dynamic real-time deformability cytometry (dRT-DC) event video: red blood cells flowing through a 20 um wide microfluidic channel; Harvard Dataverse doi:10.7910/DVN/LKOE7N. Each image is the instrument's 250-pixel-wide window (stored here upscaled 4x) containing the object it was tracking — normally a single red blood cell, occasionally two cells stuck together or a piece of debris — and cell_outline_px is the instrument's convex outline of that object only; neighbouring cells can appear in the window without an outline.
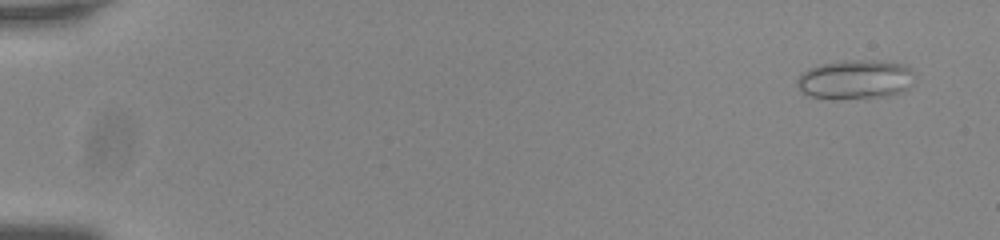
{"species": "common noctule bat (a hibernating species)", "species_latin": "Nyctalus noctula", "temperature_condition": "room temperature", "stored_images_in_passage": 56, "camera_frame_rate_fps": 3000, "um_per_image_px": 0.085, "animal": {"sex": "male", "body_mass_g": 20.0, "forearm_length_mm": 53.3}, "frame": {"image": 1, "passage_image": 4, "time_ms": 1.0, "image_size_px": [1000, 240], "cell_outline_px": [[912, 84], [904, 92], [888, 96], [836, 100], [808, 96], [796, 84], [796, 80], [804, 72], [820, 64], [844, 60], [864, 60], [904, 64], [912, 68]], "centroid_in_image_um": [72.72, 6.78], "position_along_channel_um": 12.3, "area_um2": 26.99}}
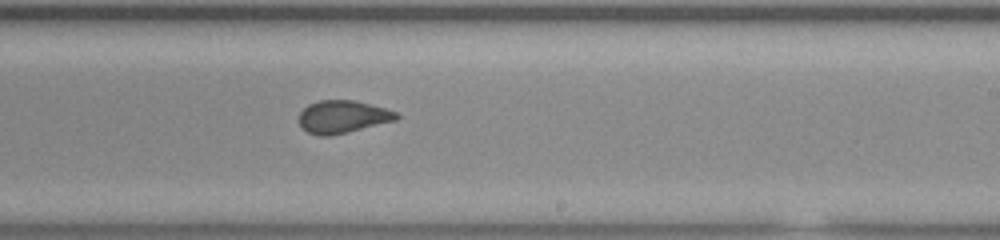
{"frame": {"image": 2, "passage_image": 36, "time_ms": 11.667, "image_size_px": [1000, 240], "cell_outline_px": [[400, 116], [396, 120], [328, 136], [320, 136], [308, 132], [300, 128], [300, 112], [308, 104], [320, 100], [352, 100], [384, 108], [396, 112]], "centroid_in_image_um": [29.09, 9.92], "position_along_channel_um": 259.9, "area_um2": 18.21}}
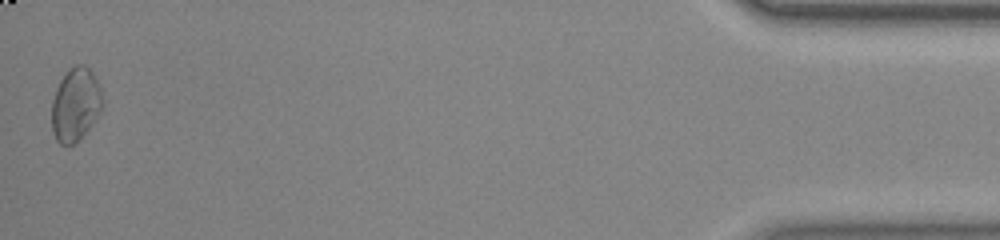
{"frame": {"image": 3, "passage_image": 56, "time_ms": 18.333, "image_size_px": [1000, 240], "cell_outline_px": [[104, 104], [100, 112], [92, 124], [72, 144], [60, 144], [56, 140], [52, 132], [52, 100], [56, 88], [60, 80], [68, 68], [76, 64], [84, 64], [92, 72], [100, 84], [104, 100]], "centroid_in_image_um": [6.43, 8.83], "position_along_channel_um": 428.8, "area_um2": 21.79}, "authors_computed_cell_mechanics": {"area_um2": 19.5942, "velocity_mm_per_s": 3.7664, "shape_relaxation_time_tau1_ms": 5.6535, "shape_relaxation_time_tau2_ms": 0.9332, "deformation_change_tau1": 0.1051, "deformation_change_tau2": 0.0565}}